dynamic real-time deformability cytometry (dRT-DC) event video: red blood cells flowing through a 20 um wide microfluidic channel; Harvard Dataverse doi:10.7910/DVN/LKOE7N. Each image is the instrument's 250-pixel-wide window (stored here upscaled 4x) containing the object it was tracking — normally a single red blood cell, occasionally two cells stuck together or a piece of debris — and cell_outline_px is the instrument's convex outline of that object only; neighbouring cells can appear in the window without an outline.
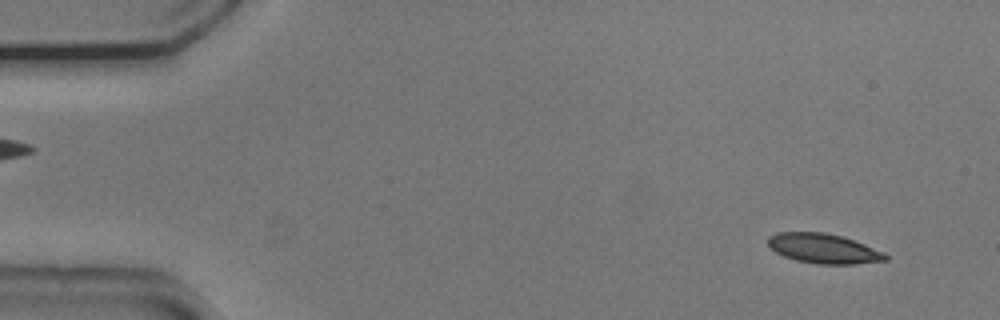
{"species": "common noctule bat (a hibernating species)", "species_latin": "Nyctalus noctula", "temperature_condition": "cold", "stored_images_in_passage": 52, "camera_frame_rate_fps": 3000, "um_per_image_px": 0.085, "animal": {"sex": "male", "body_mass_g": 20.5, "forearm_length_mm": 52.5}, "frame": {"image": 1, "passage_image": 3, "time_ms": 0.667, "image_size_px": [1000, 320], "cell_outline_px": [[888, 260], [856, 264], [820, 264], [796, 260], [784, 256], [776, 252], [768, 244], [768, 236], [776, 232], [824, 232], [844, 236], [884, 252], [888, 256]], "centroid_in_image_um": [70.01, 21.12], "position_along_channel_um": 15.0, "area_um2": 20.4}}
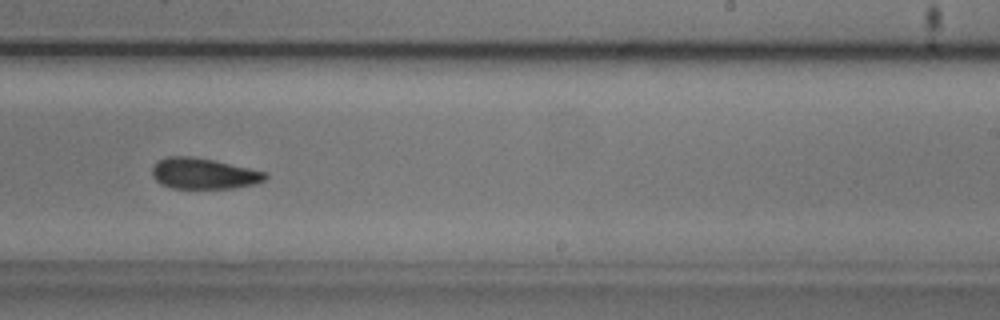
{"frame": {"image": 2, "passage_image": 32, "time_ms": 10.333, "image_size_px": [1000, 320], "cell_outline_px": [[268, 176], [264, 180], [256, 184], [232, 188], [172, 188], [160, 184], [152, 176], [152, 168], [160, 160], [168, 156], [192, 156], [212, 160], [268, 172]], "centroid_in_image_um": [17.32, 14.76], "position_along_channel_um": 271.7, "area_um2": 20.29}}
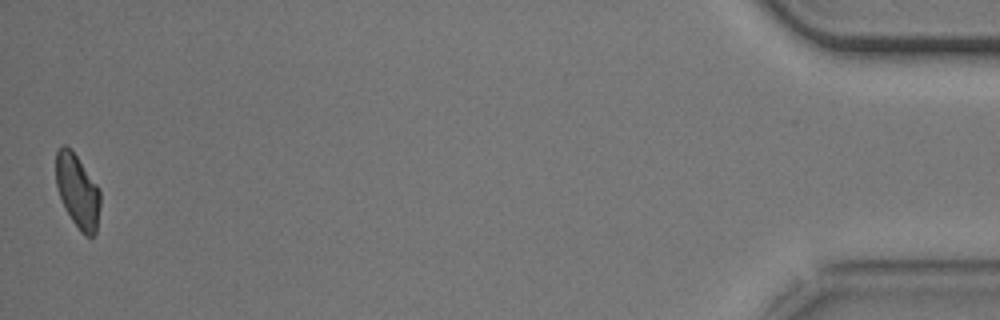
{"frame": {"image": 3, "passage_image": 52, "time_ms": 17.0, "image_size_px": [1000, 320], "cell_outline_px": [[100, 204], [96, 232], [92, 236], [84, 236], [80, 232], [64, 208], [56, 184], [56, 152], [64, 144], [76, 156], [100, 188]], "centroid_in_image_um": [6.6, 16.29], "position_along_channel_um": 428.6, "area_um2": 18.84}, "authors_computed_cell_mechanics": {"area_um2": 20.5768, "velocity_mm_per_s": 3.7463, "shape_relaxation_time_tau1_ms": 4.4676, "shape_relaxation_time_tau2_ms": null, "deformation_change_tau1": 0.1077, "deformation_change_tau2": null}}